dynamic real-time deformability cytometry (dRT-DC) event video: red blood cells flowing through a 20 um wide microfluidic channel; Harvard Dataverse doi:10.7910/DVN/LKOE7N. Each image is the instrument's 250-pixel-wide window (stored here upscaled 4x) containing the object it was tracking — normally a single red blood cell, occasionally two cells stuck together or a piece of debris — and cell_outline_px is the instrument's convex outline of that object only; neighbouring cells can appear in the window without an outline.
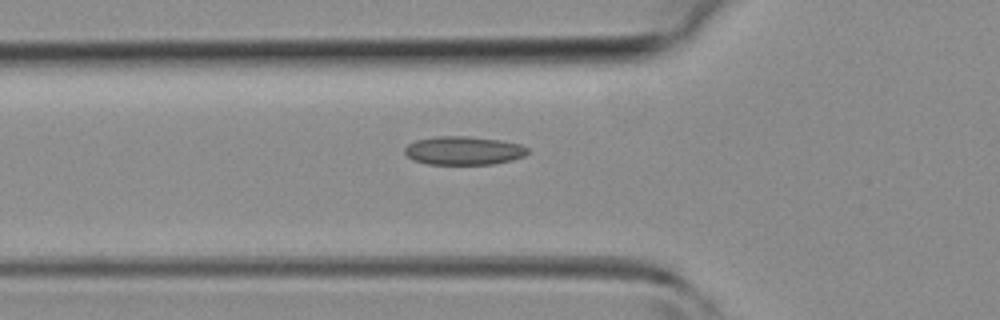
{"species": "common noctule bat (a hibernating species)", "species_latin": "Nyctalus noctula", "temperature_condition": "room temperature", "stored_images_in_passage": 26, "camera_frame_rate_fps": 3000, "um_per_image_px": 0.085, "animal": {"sex": "female", "body_mass_g": 19.3, "forearm_length_mm": 54.1}, "frame": {"image": 1, "passage_image": 2, "time_ms": 0.333, "image_size_px": [1000, 320], "cell_outline_px": [[528, 152], [524, 156], [512, 160], [492, 164], [428, 164], [412, 160], [404, 152], [404, 148], [408, 144], [416, 140], [436, 136], [464, 136], [500, 140], [520, 144], [528, 148]], "centroid_in_image_um": [39.39, 12.8], "position_along_channel_um": 86.4, "area_um2": 20.4}}
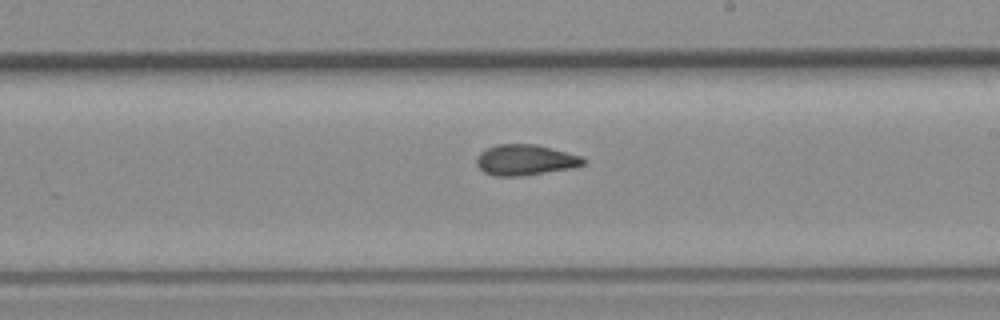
{"frame": {"image": 2, "passage_image": 12, "time_ms": 3.667, "image_size_px": [1000, 320], "cell_outline_px": [[584, 164], [572, 168], [520, 176], [492, 176], [484, 172], [476, 164], [476, 156], [480, 152], [496, 144], [536, 144], [580, 156], [584, 160]], "centroid_in_image_um": [44.59, 13.6], "position_along_channel_um": 244.4, "area_um2": 18.96}}
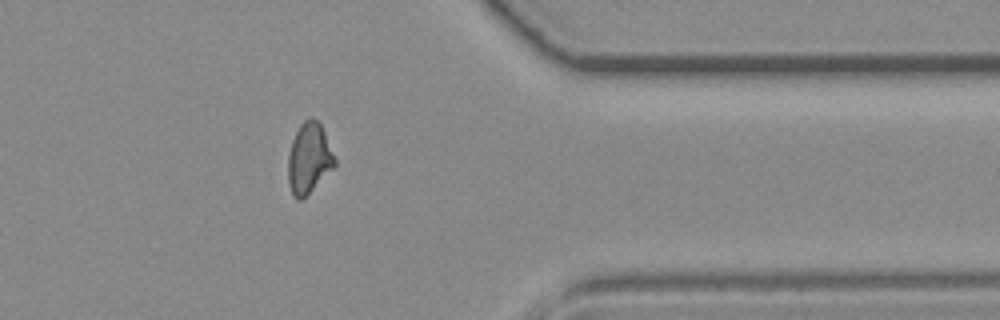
{"frame": {"image": 3, "passage_image": 22, "time_ms": 7.0, "image_size_px": [1000, 320], "cell_outline_px": [[336, 164], [300, 200], [296, 200], [292, 196], [288, 184], [288, 156], [292, 140], [300, 124], [308, 116], [312, 116], [320, 124], [324, 132], [336, 160]], "centroid_in_image_um": [26.23, 13.43], "position_along_channel_um": 385.2, "area_um2": 18.84}}